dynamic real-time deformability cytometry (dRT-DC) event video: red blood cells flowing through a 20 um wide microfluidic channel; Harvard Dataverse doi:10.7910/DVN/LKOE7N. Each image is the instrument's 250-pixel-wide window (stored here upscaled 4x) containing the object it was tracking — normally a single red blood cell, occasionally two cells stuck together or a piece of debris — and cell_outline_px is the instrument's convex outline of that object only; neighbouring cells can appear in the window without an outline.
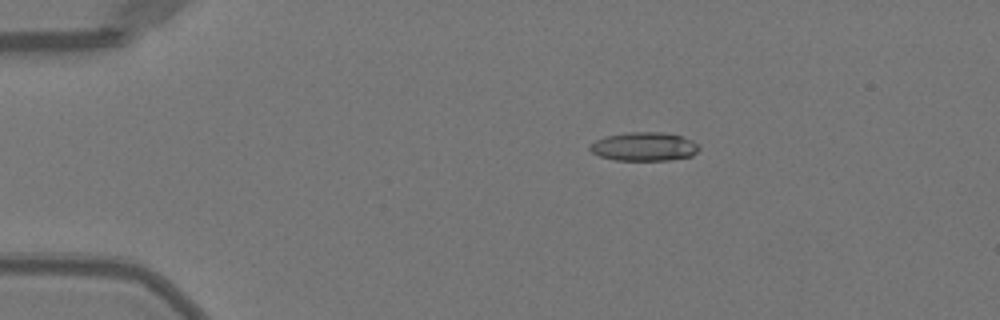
{"species": "Egyptian fruit bat (a non-hibernating species)", "species_latin": "Rousettus aegyptiacus", "temperature_condition": "warm", "stored_images_in_passage": 43, "camera_frame_rate_fps": 3000, "um_per_image_px": 0.085, "animal": {"sex": "female"}, "frame": {"image": 1, "passage_image": 2, "time_ms": 0.333, "image_size_px": [1000, 320], "cell_outline_px": [[700, 148], [692, 156], [668, 160], [616, 160], [600, 156], [592, 152], [588, 148], [596, 140], [604, 136], [628, 132], [660, 132], [680, 136], [692, 140]], "centroid_in_image_um": [54.74, 12.46], "position_along_channel_um": 30.3, "area_um2": 18.09}}
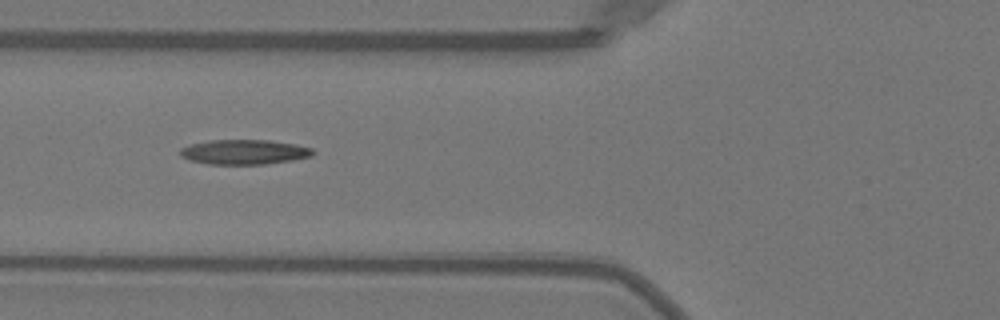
{"frame": {"image": 2, "passage_image": 12, "time_ms": 3.667, "image_size_px": [1000, 320], "cell_outline_px": [[312, 156], [292, 160], [264, 164], [208, 164], [188, 160], [180, 156], [180, 148], [188, 144], [208, 140], [268, 140], [296, 144], [312, 148]], "centroid_in_image_um": [20.7, 12.91], "position_along_channel_um": 105.1, "area_um2": 19.25}}
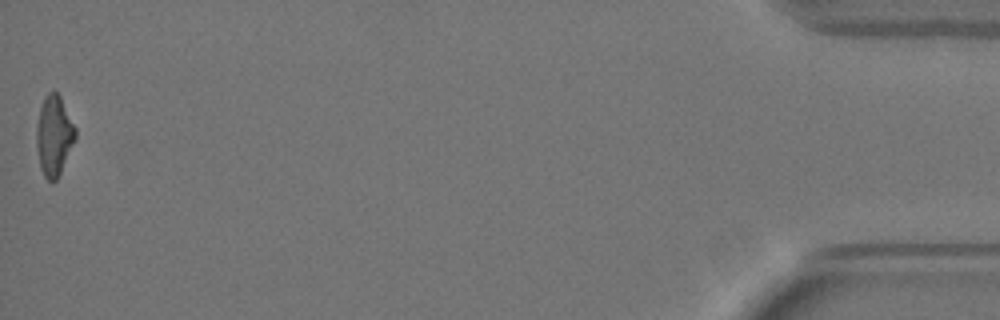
{"frame": {"image": 3, "passage_image": 43, "time_ms": 14.0, "image_size_px": [1000, 320], "cell_outline_px": [[76, 136], [60, 172], [56, 180], [48, 180], [44, 176], [40, 168], [36, 144], [36, 128], [40, 108], [44, 96], [48, 92], [56, 92], [60, 96], [76, 128]], "centroid_in_image_um": [4.57, 11.5], "position_along_channel_um": 430.6, "area_um2": 17.86}, "authors_computed_cell_mechanics": {"area_um2": 18.5538, "velocity_mm_per_s": 4.0506, "shape_relaxation_time_tau1_ms": 10.577, "shape_relaxation_time_tau2_ms": 3.3362, "deformation_change_tau1": 0.3076, "deformation_change_tau2": 0.1363}}